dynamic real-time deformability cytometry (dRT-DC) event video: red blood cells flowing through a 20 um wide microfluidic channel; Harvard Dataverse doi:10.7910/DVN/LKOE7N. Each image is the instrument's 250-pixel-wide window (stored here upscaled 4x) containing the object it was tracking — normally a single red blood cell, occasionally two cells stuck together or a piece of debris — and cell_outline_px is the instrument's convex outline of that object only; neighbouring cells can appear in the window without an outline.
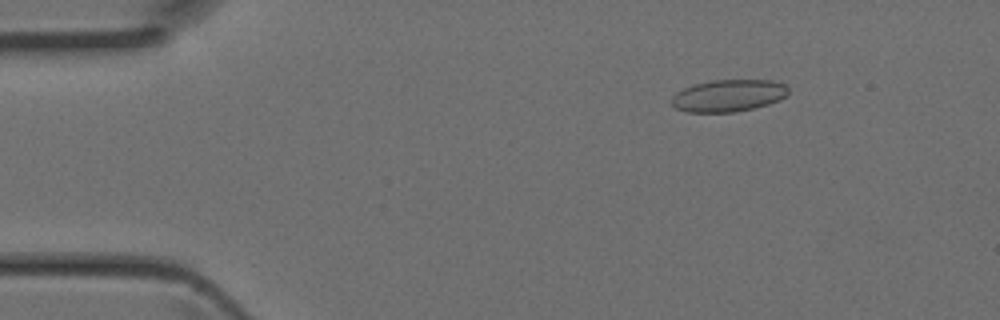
{"species": "Egyptian fruit bat (a non-hibernating species)", "species_latin": "Rousettus aegyptiacus", "temperature_condition": "room temperature", "stored_images_in_passage": 43, "camera_frame_rate_fps": 3000, "um_per_image_px": 0.085, "animal": {"sex": "female"}, "frame": {"image": 1, "passage_image": 6, "time_ms": 1.667, "image_size_px": [1000, 320], "cell_outline_px": [[788, 92], [780, 100], [768, 104], [736, 112], [688, 112], [676, 108], [672, 104], [672, 96], [676, 92], [684, 88], [696, 84], [712, 80], [772, 80], [784, 84], [788, 88]], "centroid_in_image_um": [61.91, 8.12], "position_along_channel_um": 23.1, "area_um2": 21.68}}
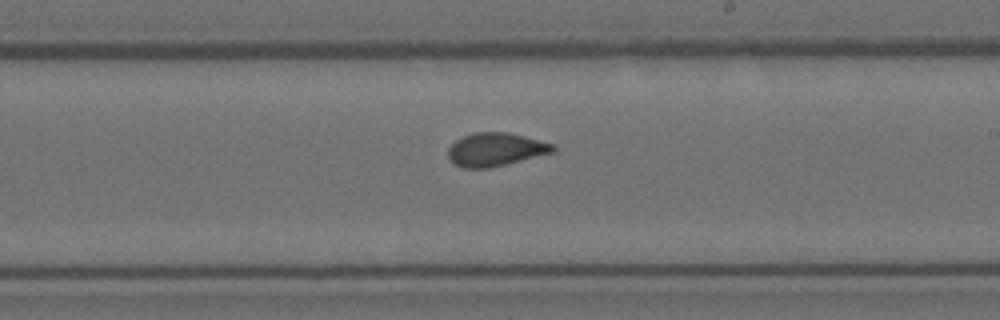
{"frame": {"image": 2, "passage_image": 25, "time_ms": 8.0, "image_size_px": [1000, 320], "cell_outline_px": [[556, 152], [488, 168], [464, 168], [452, 164], [448, 160], [448, 148], [456, 140], [472, 132], [508, 132], [524, 136], [552, 144], [556, 148]], "centroid_in_image_um": [42.09, 12.71], "position_along_channel_um": 246.9, "area_um2": 20.4}}
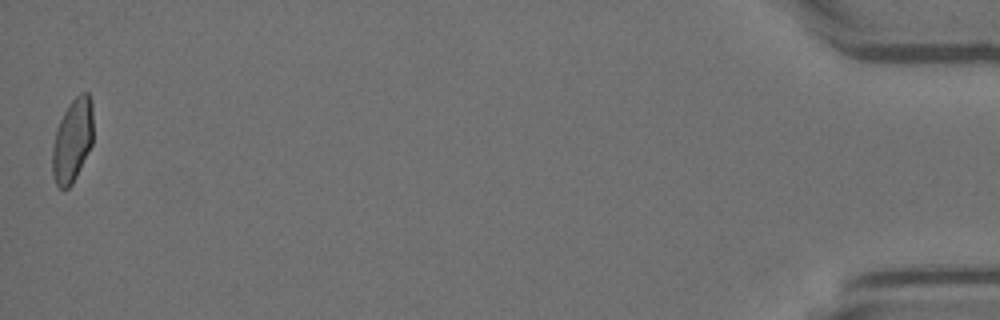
{"frame": {"image": 3, "passage_image": 43, "time_ms": 14.0, "image_size_px": [1000, 320], "cell_outline_px": [[92, 144], [72, 184], [68, 188], [60, 188], [56, 184], [52, 172], [52, 148], [56, 132], [60, 120], [68, 104], [80, 92], [88, 92], [92, 100]], "centroid_in_image_um": [6.16, 11.91], "position_along_channel_um": 429.0, "area_um2": 19.71}}